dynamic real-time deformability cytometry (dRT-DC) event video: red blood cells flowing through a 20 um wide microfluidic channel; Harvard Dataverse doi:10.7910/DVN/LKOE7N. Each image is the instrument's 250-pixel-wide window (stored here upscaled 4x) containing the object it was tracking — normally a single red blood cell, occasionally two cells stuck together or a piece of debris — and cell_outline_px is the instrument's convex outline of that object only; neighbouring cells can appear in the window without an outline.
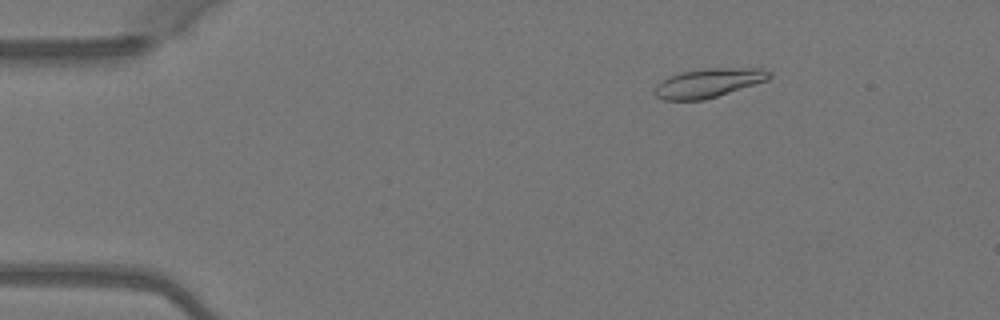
{"species": "Egyptian fruit bat (a non-hibernating species)", "species_latin": "Rousettus aegyptiacus", "temperature_condition": "warm", "stored_images_in_passage": 4, "camera_frame_rate_fps": 3000, "um_per_image_px": 0.085, "animal": {"sex": "female"}, "frame": {"image": 1, "passage_image": 2, "time_ms": 0.333, "image_size_px": [1000, 320], "cell_outline_px": [[772, 76], [768, 80], [704, 100], [664, 100], [656, 96], [652, 92], [656, 84], [680, 72], [704, 68], [764, 68], [772, 72]], "centroid_in_image_um": [60.23, 7.04], "position_along_channel_um": 24.8, "area_um2": 19.42}}